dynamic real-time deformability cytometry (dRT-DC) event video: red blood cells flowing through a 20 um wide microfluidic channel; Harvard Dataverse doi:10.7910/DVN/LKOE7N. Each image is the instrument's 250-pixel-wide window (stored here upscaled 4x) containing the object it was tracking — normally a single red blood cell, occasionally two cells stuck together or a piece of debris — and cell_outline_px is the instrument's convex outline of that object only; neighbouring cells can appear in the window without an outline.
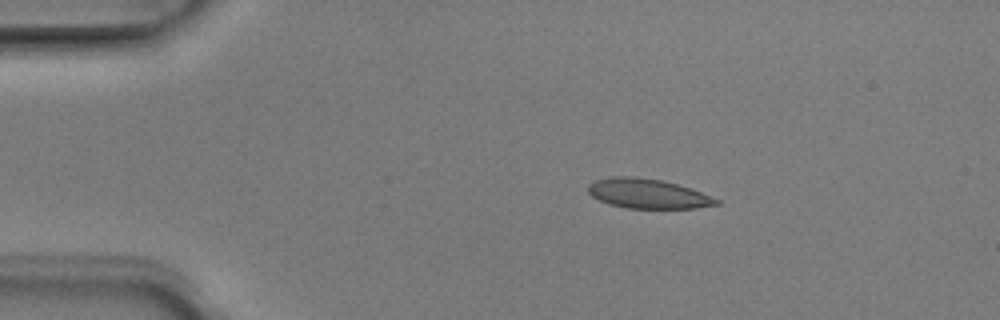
{"species": "Egyptian fruit bat (a non-hibernating species)", "species_latin": "Rousettus aegyptiacus", "temperature_condition": "room temperature", "stored_images_in_passage": 4, "camera_frame_rate_fps": 3000, "um_per_image_px": 0.085, "animal": {"sex": "male"}, "frame": {"image": 1, "passage_image": 2, "time_ms": 0.333, "image_size_px": [1000, 320], "cell_outline_px": [[720, 204], [696, 208], [628, 208], [608, 204], [592, 196], [588, 192], [588, 184], [596, 180], [612, 176], [636, 176], [660, 180], [676, 184], [700, 192], [720, 200]], "centroid_in_image_um": [55.03, 16.46], "position_along_channel_um": 30.0, "area_um2": 21.96}}
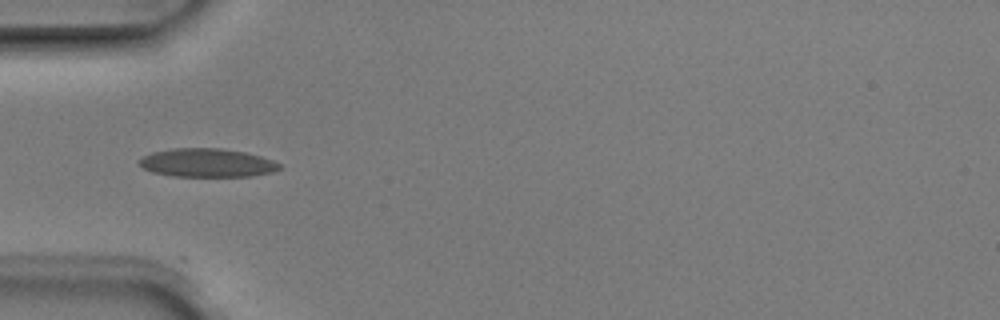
{"frame": {"image": 2, "passage_image": 4, "time_ms": 1.0, "image_size_px": [1000, 320], "cell_outline_px": [[280, 168], [272, 172], [252, 176], [172, 176], [152, 172], [144, 168], [136, 160], [152, 152], [172, 148], [220, 148], [244, 152], [260, 156], [272, 160], [280, 164]], "centroid_in_image_um": [17.57, 13.83], "position_along_channel_um": 67.4, "area_um2": 23.24}}